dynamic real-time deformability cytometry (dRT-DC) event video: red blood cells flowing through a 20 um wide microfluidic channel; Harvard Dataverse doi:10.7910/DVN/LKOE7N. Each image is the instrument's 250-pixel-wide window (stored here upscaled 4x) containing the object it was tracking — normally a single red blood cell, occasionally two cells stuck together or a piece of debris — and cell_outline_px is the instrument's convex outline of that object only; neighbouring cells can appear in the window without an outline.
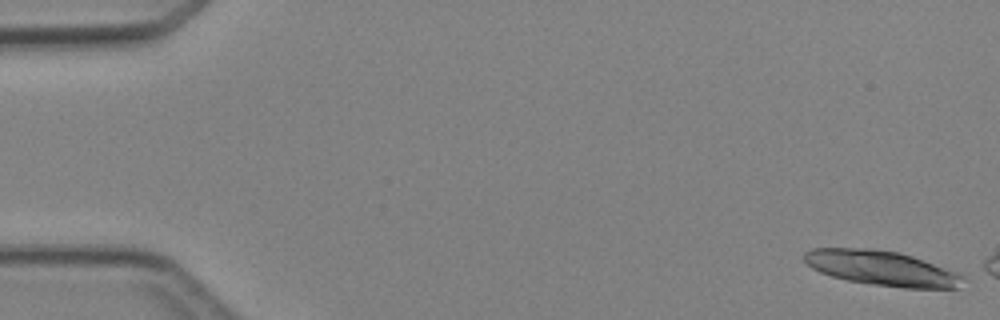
{"species": "Egyptian fruit bat (a non-hibernating species)", "species_latin": "Rousettus aegyptiacus", "temperature_condition": "cold", "stored_images_in_passage": 3, "camera_frame_rate_fps": 3000, "um_per_image_px": 0.085, "animal": {"sex": "female"}, "frame": {"image": 1, "passage_image": 1, "time_ms": 0.0, "image_size_px": [1000, 320], "cell_outline_px": [[964, 276], [960, 288], [904, 288], [872, 284], [848, 280], [832, 276], [820, 272], [812, 268], [804, 260], [804, 252], [812, 248], [872, 248], [900, 252], [960, 272]], "centroid_in_image_um": [74.98, 22.79], "position_along_channel_um": 10.0, "area_um2": 32.43}}